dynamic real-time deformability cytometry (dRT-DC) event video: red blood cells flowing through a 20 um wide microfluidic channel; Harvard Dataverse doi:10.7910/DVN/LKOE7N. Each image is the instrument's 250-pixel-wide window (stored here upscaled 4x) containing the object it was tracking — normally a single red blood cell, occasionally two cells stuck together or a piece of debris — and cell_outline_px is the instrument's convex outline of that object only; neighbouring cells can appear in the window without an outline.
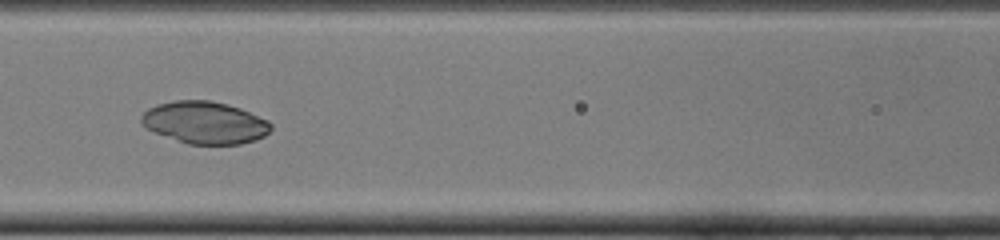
{"species": "common noctule bat (a hibernating species)", "species_latin": "Nyctalus noctula", "temperature_condition": "cold", "stored_images_in_passage": 50, "camera_frame_rate_fps": 3000, "um_per_image_px": 0.085, "animal": {"sex": "female", "body_mass_g": 22.0, "forearm_length_mm": 56.7}, "frame": {"image": 1, "passage_image": 22, "time_ms": 7.0, "image_size_px": [1000, 240], "cell_outline_px": [[272, 128], [264, 136], [256, 140], [240, 144], [188, 144], [156, 132], [148, 128], [140, 120], [140, 116], [148, 108], [156, 104], [176, 100], [212, 100], [228, 104], [240, 108], [268, 120], [272, 124]], "centroid_in_image_um": [17.43, 10.41], "position_along_channel_um": 149.2, "area_um2": 31.79}}
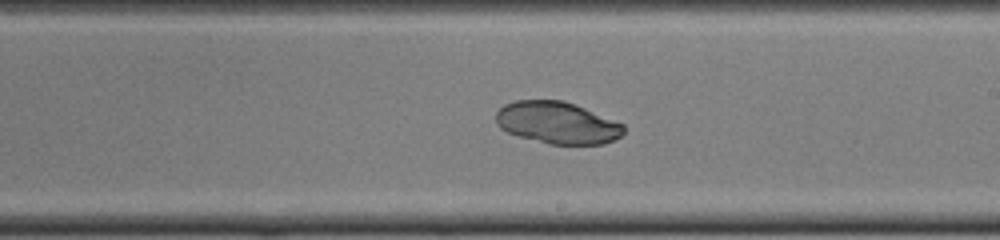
{"frame": {"image": 2, "passage_image": 29, "time_ms": 9.333, "image_size_px": [1000, 240], "cell_outline_px": [[624, 132], [620, 136], [604, 144], [548, 144], [520, 136], [508, 132], [500, 128], [496, 124], [496, 112], [504, 104], [516, 100], [564, 100], [624, 124]], "centroid_in_image_um": [47.35, 10.43], "position_along_channel_um": 241.7, "area_um2": 31.1}}
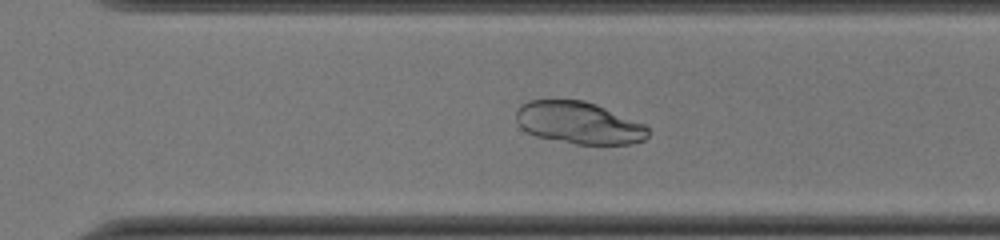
{"frame": {"image": 3, "passage_image": 35, "time_ms": 11.333, "image_size_px": [1000, 240], "cell_outline_px": [[648, 136], [644, 140], [632, 144], [576, 144], [536, 136], [520, 128], [516, 120], [516, 112], [520, 104], [528, 100], [584, 100], [596, 104], [644, 124], [648, 128]], "centroid_in_image_um": [49.18, 10.44], "position_along_channel_um": 321.4, "area_um2": 32.37}}